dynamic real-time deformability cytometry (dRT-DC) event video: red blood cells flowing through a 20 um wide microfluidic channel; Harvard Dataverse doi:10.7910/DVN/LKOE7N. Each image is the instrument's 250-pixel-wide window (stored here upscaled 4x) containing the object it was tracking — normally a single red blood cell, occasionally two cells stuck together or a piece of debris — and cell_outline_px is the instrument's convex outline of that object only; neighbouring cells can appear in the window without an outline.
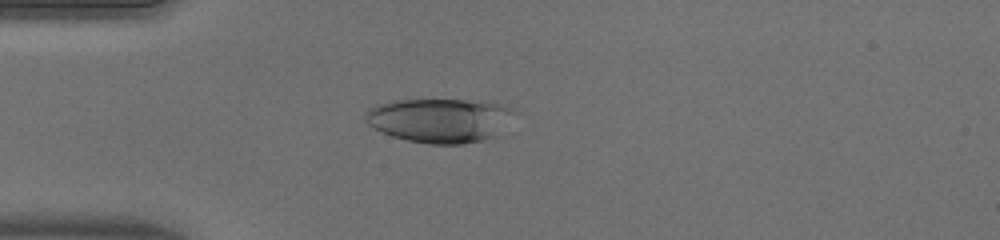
{"species": "human", "species_latin": "Homo sapiens", "temperature_condition": "warm", "stored_images_in_passage": 49, "camera_frame_rate_fps": 3000, "um_per_image_px": 0.085, "donor": {"sex": "male"}, "frame": {"image": 1, "passage_image": 13, "time_ms": 4.0, "image_size_px": [1000, 240], "cell_outline_px": [[516, 112], [504, 136], [464, 144], [428, 144], [408, 140], [392, 136], [372, 128], [364, 120], [364, 112], [368, 108], [376, 104], [388, 100], [464, 100], [500, 104], [512, 108]], "centroid_in_image_um": [37.43, 10.24], "position_along_channel_um": 47.6, "area_um2": 39.42}}
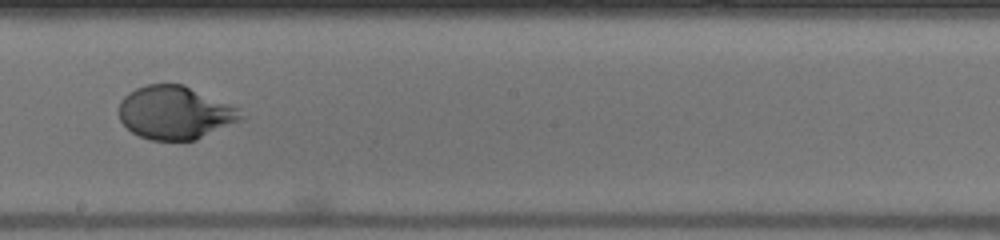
{"frame": {"image": 2, "passage_image": 28, "time_ms": 9.0, "image_size_px": [1000, 240], "cell_outline_px": [[244, 116], [196, 140], [152, 140], [140, 136], [132, 132], [120, 120], [120, 100], [128, 92], [136, 88], [148, 84], [184, 84], [240, 108]], "centroid_in_image_um": [14.85, 9.55], "position_along_channel_um": 233.4, "area_um2": 37.4}}
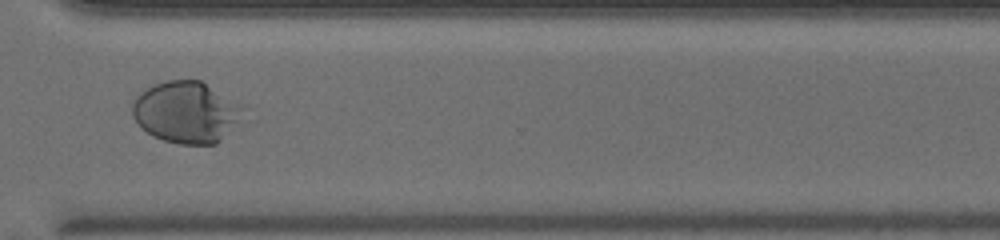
{"frame": {"image": 3, "passage_image": 37, "time_ms": 12.0, "image_size_px": [1000, 240], "cell_outline_px": [[248, 108], [220, 140], [216, 144], [180, 144], [164, 140], [152, 136], [140, 128], [132, 116], [132, 104], [136, 96], [140, 92], [164, 80], [200, 80]], "centroid_in_image_um": [15.8, 9.53], "position_along_channel_um": 354.8, "area_um2": 39.59}, "authors_computed_cell_mechanics": {"area_um2": 39.2462, "velocity_mm_per_s": 4.0496, "shape_relaxation_time_tau1_ms": 3.3972, "shape_relaxation_time_tau2_ms": null, "deformation_change_tau1": 0.2334, "deformation_change_tau2": null}}